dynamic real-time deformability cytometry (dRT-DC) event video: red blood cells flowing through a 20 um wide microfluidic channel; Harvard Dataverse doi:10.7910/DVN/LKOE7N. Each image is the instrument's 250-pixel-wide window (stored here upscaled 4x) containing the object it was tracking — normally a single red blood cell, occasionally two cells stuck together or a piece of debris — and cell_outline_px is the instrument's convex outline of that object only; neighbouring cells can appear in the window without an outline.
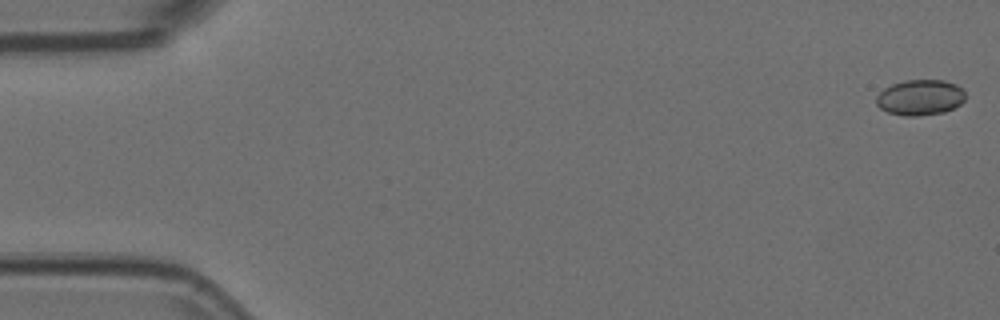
{"species": "Egyptian fruit bat (a non-hibernating species)", "species_latin": "Rousettus aegyptiacus", "temperature_condition": "room temperature", "stored_images_in_passage": 40, "camera_frame_rate_fps": 3000, "um_per_image_px": 0.085, "animal": {"sex": "female"}, "frame": {"image": 1, "passage_image": 1, "time_ms": 0.0, "image_size_px": [1000, 320], "cell_outline_px": [[964, 100], [960, 104], [944, 112], [916, 116], [904, 116], [888, 112], [880, 108], [876, 104], [876, 96], [884, 88], [892, 84], [904, 80], [944, 80], [956, 84], [964, 92]], "centroid_in_image_um": [78.18, 8.28], "position_along_channel_um": 6.8, "area_um2": 18.44}}
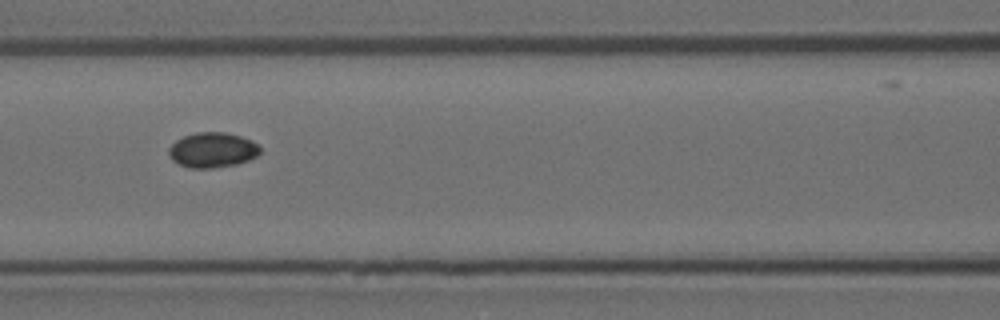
{"frame": {"image": 2, "passage_image": 24, "time_ms": 7.667, "image_size_px": [1000, 320], "cell_outline_px": [[260, 152], [256, 156], [248, 160], [236, 164], [212, 168], [188, 168], [172, 160], [168, 156], [168, 148], [176, 140], [184, 136], [196, 132], [224, 132], [240, 136], [252, 140], [260, 148]], "centroid_in_image_um": [18.03, 12.75], "position_along_channel_um": 148.6, "area_um2": 18.67}}
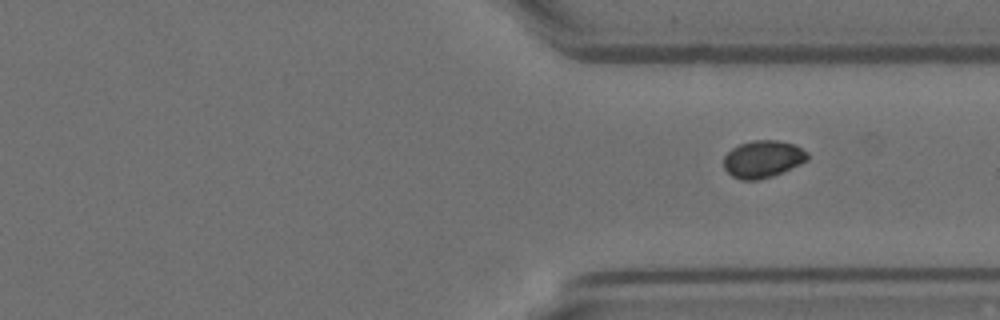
{"frame": {"image": 3, "passage_image": 40, "time_ms": 13.0, "image_size_px": [1000, 320], "cell_outline_px": [[808, 160], [772, 176], [760, 180], [740, 180], [732, 176], [724, 168], [724, 156], [732, 148], [740, 144], [752, 140], [780, 140], [796, 144], [808, 152]], "centroid_in_image_um": [64.85, 13.51], "position_along_channel_um": 346.6, "area_um2": 18.26}}